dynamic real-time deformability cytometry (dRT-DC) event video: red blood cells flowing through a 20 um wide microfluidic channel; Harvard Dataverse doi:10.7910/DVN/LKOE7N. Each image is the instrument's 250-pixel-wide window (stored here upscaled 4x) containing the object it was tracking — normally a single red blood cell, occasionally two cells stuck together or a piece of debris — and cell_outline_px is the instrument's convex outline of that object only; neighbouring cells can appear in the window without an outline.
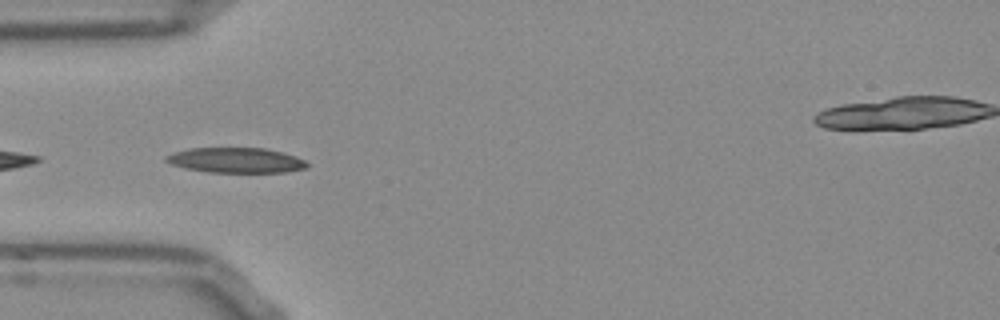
{"species": "Egyptian fruit bat (a non-hibernating species)", "species_latin": "Rousettus aegyptiacus", "temperature_condition": "room temperature", "stored_images_in_passage": 4, "camera_frame_rate_fps": 3000, "um_per_image_px": 0.085, "frame": {"image": 1, "passage_image": 2, "time_ms": 0.333, "image_size_px": [1000, 320], "cell_outline_px": [[308, 168], [284, 172], [208, 172], [188, 168], [172, 164], [164, 160], [164, 156], [188, 148], [264, 148], [284, 152], [296, 156], [304, 160], [308, 164]], "centroid_in_image_um": [20.09, 13.61], "position_along_channel_um": 64.9, "area_um2": 20.58}}